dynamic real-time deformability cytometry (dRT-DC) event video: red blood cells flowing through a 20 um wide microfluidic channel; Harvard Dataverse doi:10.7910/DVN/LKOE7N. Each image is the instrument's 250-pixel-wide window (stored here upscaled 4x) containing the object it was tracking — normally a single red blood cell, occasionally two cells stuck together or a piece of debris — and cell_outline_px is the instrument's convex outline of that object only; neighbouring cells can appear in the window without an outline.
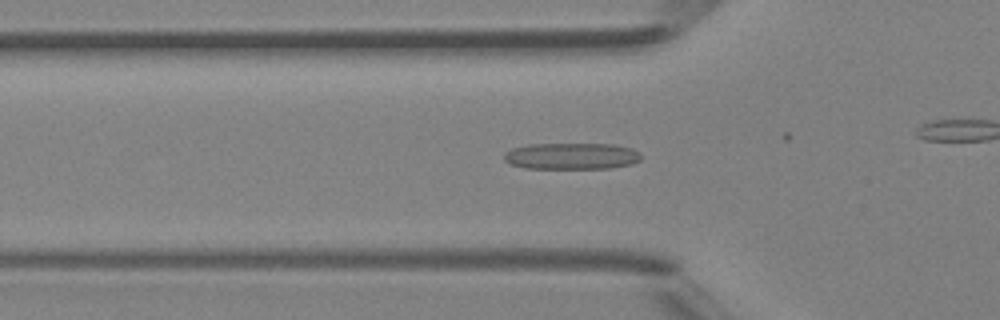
{"species": "Egyptian fruit bat (a non-hibernating species)", "species_latin": "Rousettus aegyptiacus", "temperature_condition": "room temperature", "stored_images_in_passage": 37, "camera_frame_rate_fps": 3000, "um_per_image_px": 0.085, "animal": {"sex": "female"}, "frame": {"image": 1, "passage_image": 16, "time_ms": 5.0, "image_size_px": [1000, 320], "cell_outline_px": [[640, 160], [632, 164], [608, 168], [524, 168], [512, 164], [504, 160], [504, 152], [512, 148], [528, 144], [616, 144], [632, 148], [640, 152]], "centroid_in_image_um": [48.59, 13.26], "position_along_channel_um": 77.2, "area_um2": 21.21}}
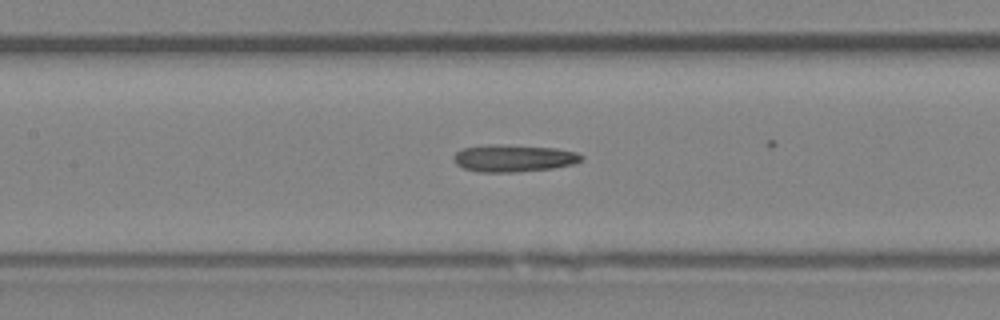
{"frame": {"image": 2, "passage_image": 22, "time_ms": 7.0, "image_size_px": [1000, 320], "cell_outline_px": [[584, 160], [572, 164], [552, 168], [516, 172], [480, 172], [464, 168], [456, 164], [452, 160], [452, 156], [456, 152], [464, 148], [556, 148], [576, 152], [584, 156]], "centroid_in_image_um": [43.71, 13.52], "position_along_channel_um": 163.7, "area_um2": 18.84}}
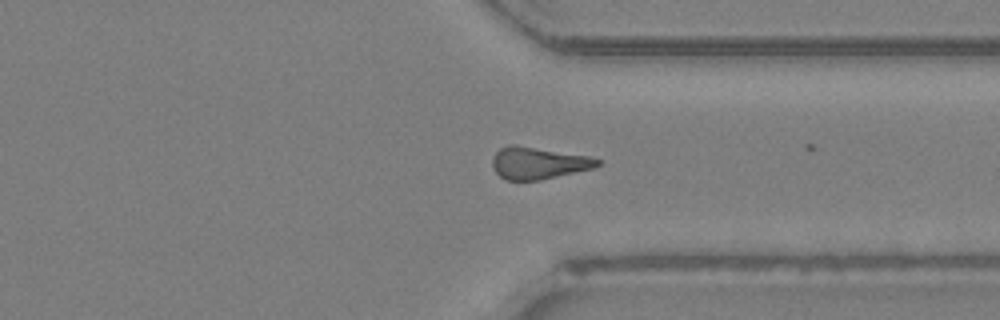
{"frame": {"image": 3, "passage_image": 36, "time_ms": 11.667, "image_size_px": [1000, 320], "cell_outline_px": [[600, 164], [592, 168], [540, 180], [504, 180], [496, 172], [492, 164], [492, 160], [496, 152], [500, 148], [508, 144], [516, 144], [588, 156], [600, 160]], "centroid_in_image_um": [45.71, 13.85], "position_along_channel_um": 365.7, "area_um2": 19.48}}